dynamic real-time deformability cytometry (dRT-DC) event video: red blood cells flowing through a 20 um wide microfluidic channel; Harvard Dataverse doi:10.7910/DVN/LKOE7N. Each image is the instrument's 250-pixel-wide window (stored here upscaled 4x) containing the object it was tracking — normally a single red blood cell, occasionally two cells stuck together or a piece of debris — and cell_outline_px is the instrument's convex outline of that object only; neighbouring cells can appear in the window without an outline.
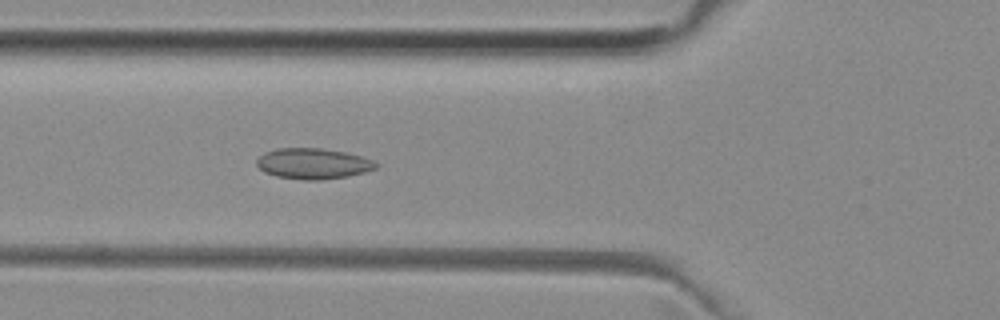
{"species": "common noctule bat (a hibernating species)", "species_latin": "Nyctalus noctula", "temperature_condition": "room temperature", "stored_images_in_passage": 52, "camera_frame_rate_fps": 3000, "um_per_image_px": 0.085, "animal": {"sex": "female", "body_mass_g": 29.2, "forearm_length_mm": 56.3}, "frame": {"image": 1, "passage_image": 19, "time_ms": 6.0, "image_size_px": [1000, 320], "cell_outline_px": [[380, 164], [376, 168], [364, 172], [348, 176], [320, 180], [304, 180], [276, 176], [264, 172], [256, 164], [256, 160], [264, 152], [276, 148], [320, 148], [344, 152], [360, 156], [372, 160]], "centroid_in_image_um": [26.59, 13.91], "position_along_channel_um": 99.2, "area_um2": 21.33}}
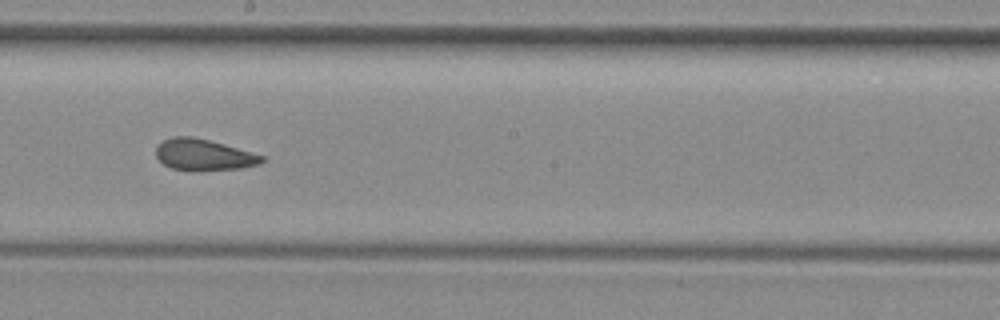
{"frame": {"image": 2, "passage_image": 29, "time_ms": 9.333, "image_size_px": [1000, 320], "cell_outline_px": [[264, 160], [260, 164], [240, 168], [172, 168], [164, 164], [156, 156], [156, 144], [172, 136], [192, 136], [224, 144], [264, 156]], "centroid_in_image_um": [17.29, 13.1], "position_along_channel_um": 230.9, "area_um2": 18.5}}
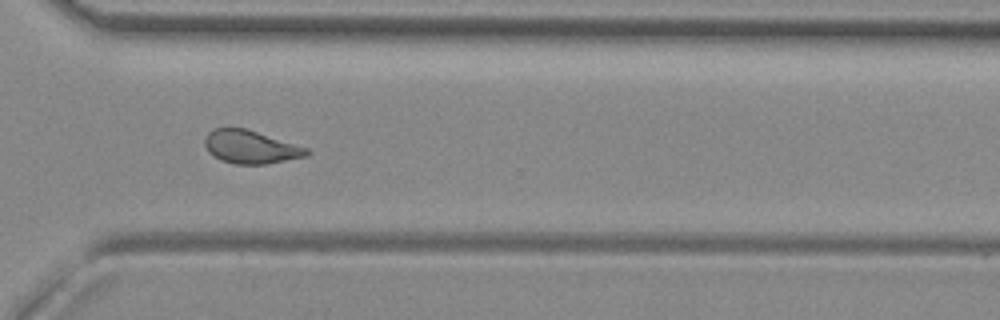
{"frame": {"image": 3, "passage_image": 38, "time_ms": 12.333, "image_size_px": [1000, 320], "cell_outline_px": [[312, 152], [308, 156], [268, 164], [236, 164], [220, 160], [212, 156], [208, 152], [204, 144], [204, 140], [208, 132], [216, 128], [244, 128], [308, 148]], "centroid_in_image_um": [21.3, 12.51], "position_along_channel_um": 349.3, "area_um2": 19.71}, "authors_computed_cell_mechanics": {"area_um2": 20.5768, "velocity_mm_per_s": 3.9496, "shape_relaxation_time_tau1_ms": null, "shape_relaxation_time_tau2_ms": 2.1988, "deformation_change_tau1": null, "deformation_change_tau2": 0.0856}}